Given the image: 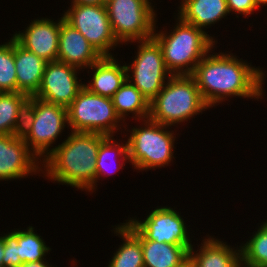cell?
I'll use <instances>...</instances> for the list:
<instances>
[{
    "label": "cell",
    "instance_id": "obj_1",
    "mask_svg": "<svg viewBox=\"0 0 267 267\" xmlns=\"http://www.w3.org/2000/svg\"><path fill=\"white\" fill-rule=\"evenodd\" d=\"M216 48L202 58L191 74L207 106L216 107L233 97L263 99L266 71L232 52L215 53Z\"/></svg>",
    "mask_w": 267,
    "mask_h": 267
},
{
    "label": "cell",
    "instance_id": "obj_2",
    "mask_svg": "<svg viewBox=\"0 0 267 267\" xmlns=\"http://www.w3.org/2000/svg\"><path fill=\"white\" fill-rule=\"evenodd\" d=\"M106 137L101 133L71 131L42 161V177L93 193L96 190L98 150Z\"/></svg>",
    "mask_w": 267,
    "mask_h": 267
},
{
    "label": "cell",
    "instance_id": "obj_3",
    "mask_svg": "<svg viewBox=\"0 0 267 267\" xmlns=\"http://www.w3.org/2000/svg\"><path fill=\"white\" fill-rule=\"evenodd\" d=\"M175 20L174 27L168 32L166 28L156 30L158 26L155 24L153 38L160 45L165 66L172 75H191L218 41L214 35L184 22L179 16Z\"/></svg>",
    "mask_w": 267,
    "mask_h": 267
},
{
    "label": "cell",
    "instance_id": "obj_4",
    "mask_svg": "<svg viewBox=\"0 0 267 267\" xmlns=\"http://www.w3.org/2000/svg\"><path fill=\"white\" fill-rule=\"evenodd\" d=\"M208 109L191 75H172L150 101L149 119L178 127Z\"/></svg>",
    "mask_w": 267,
    "mask_h": 267
},
{
    "label": "cell",
    "instance_id": "obj_5",
    "mask_svg": "<svg viewBox=\"0 0 267 267\" xmlns=\"http://www.w3.org/2000/svg\"><path fill=\"white\" fill-rule=\"evenodd\" d=\"M138 122L141 123L140 126L129 129L125 123L124 128L130 133L127 149L133 169L142 172L171 165L176 158L173 155L178 135L175 129L171 130V126L156 123L149 118Z\"/></svg>",
    "mask_w": 267,
    "mask_h": 267
},
{
    "label": "cell",
    "instance_id": "obj_6",
    "mask_svg": "<svg viewBox=\"0 0 267 267\" xmlns=\"http://www.w3.org/2000/svg\"><path fill=\"white\" fill-rule=\"evenodd\" d=\"M70 131L94 132L115 136L125 128L117 115L112 98L103 97L83 87L67 107ZM119 130V131H118Z\"/></svg>",
    "mask_w": 267,
    "mask_h": 267
},
{
    "label": "cell",
    "instance_id": "obj_7",
    "mask_svg": "<svg viewBox=\"0 0 267 267\" xmlns=\"http://www.w3.org/2000/svg\"><path fill=\"white\" fill-rule=\"evenodd\" d=\"M105 5L112 32L120 45L153 37L158 20L155 5L145 0H107Z\"/></svg>",
    "mask_w": 267,
    "mask_h": 267
},
{
    "label": "cell",
    "instance_id": "obj_8",
    "mask_svg": "<svg viewBox=\"0 0 267 267\" xmlns=\"http://www.w3.org/2000/svg\"><path fill=\"white\" fill-rule=\"evenodd\" d=\"M137 42L132 64L125 63L127 80L150 102L163 88L172 74L167 70L160 45L152 37Z\"/></svg>",
    "mask_w": 267,
    "mask_h": 267
},
{
    "label": "cell",
    "instance_id": "obj_9",
    "mask_svg": "<svg viewBox=\"0 0 267 267\" xmlns=\"http://www.w3.org/2000/svg\"><path fill=\"white\" fill-rule=\"evenodd\" d=\"M64 20L77 29L102 57H114L111 52L120 43L114 37L106 5L76 4L67 7Z\"/></svg>",
    "mask_w": 267,
    "mask_h": 267
},
{
    "label": "cell",
    "instance_id": "obj_10",
    "mask_svg": "<svg viewBox=\"0 0 267 267\" xmlns=\"http://www.w3.org/2000/svg\"><path fill=\"white\" fill-rule=\"evenodd\" d=\"M174 207L157 206L149 212L143 221L137 217L125 220L141 237V240H152L158 243H169L185 246L188 250L193 246L189 226L185 223L181 212Z\"/></svg>",
    "mask_w": 267,
    "mask_h": 267
},
{
    "label": "cell",
    "instance_id": "obj_11",
    "mask_svg": "<svg viewBox=\"0 0 267 267\" xmlns=\"http://www.w3.org/2000/svg\"><path fill=\"white\" fill-rule=\"evenodd\" d=\"M34 116L31 130L23 140L43 161L56 148L53 144H56L55 141L63 134V130L66 127L69 129L68 112L65 106L36 97Z\"/></svg>",
    "mask_w": 267,
    "mask_h": 267
},
{
    "label": "cell",
    "instance_id": "obj_12",
    "mask_svg": "<svg viewBox=\"0 0 267 267\" xmlns=\"http://www.w3.org/2000/svg\"><path fill=\"white\" fill-rule=\"evenodd\" d=\"M80 69L59 61L47 62L41 86L35 96L66 108L73 102L84 83Z\"/></svg>",
    "mask_w": 267,
    "mask_h": 267
},
{
    "label": "cell",
    "instance_id": "obj_13",
    "mask_svg": "<svg viewBox=\"0 0 267 267\" xmlns=\"http://www.w3.org/2000/svg\"><path fill=\"white\" fill-rule=\"evenodd\" d=\"M39 160L23 139L12 134L0 135V181L41 176L42 161Z\"/></svg>",
    "mask_w": 267,
    "mask_h": 267
},
{
    "label": "cell",
    "instance_id": "obj_14",
    "mask_svg": "<svg viewBox=\"0 0 267 267\" xmlns=\"http://www.w3.org/2000/svg\"><path fill=\"white\" fill-rule=\"evenodd\" d=\"M61 16L56 21L37 17L24 30L16 31L11 36L24 49L46 62L57 61L60 25L64 20L63 15Z\"/></svg>",
    "mask_w": 267,
    "mask_h": 267
},
{
    "label": "cell",
    "instance_id": "obj_15",
    "mask_svg": "<svg viewBox=\"0 0 267 267\" xmlns=\"http://www.w3.org/2000/svg\"><path fill=\"white\" fill-rule=\"evenodd\" d=\"M102 56L86 38L65 20L61 22L57 61L74 66L82 72L99 61Z\"/></svg>",
    "mask_w": 267,
    "mask_h": 267
},
{
    "label": "cell",
    "instance_id": "obj_16",
    "mask_svg": "<svg viewBox=\"0 0 267 267\" xmlns=\"http://www.w3.org/2000/svg\"><path fill=\"white\" fill-rule=\"evenodd\" d=\"M200 245L197 250L195 245L189 249L190 267H242L240 245L232 247L209 234L202 239Z\"/></svg>",
    "mask_w": 267,
    "mask_h": 267
},
{
    "label": "cell",
    "instance_id": "obj_17",
    "mask_svg": "<svg viewBox=\"0 0 267 267\" xmlns=\"http://www.w3.org/2000/svg\"><path fill=\"white\" fill-rule=\"evenodd\" d=\"M118 61L116 57H102L94 63L88 68L87 73L90 71L92 77L84 87L94 94L112 98L127 80L125 64Z\"/></svg>",
    "mask_w": 267,
    "mask_h": 267
},
{
    "label": "cell",
    "instance_id": "obj_18",
    "mask_svg": "<svg viewBox=\"0 0 267 267\" xmlns=\"http://www.w3.org/2000/svg\"><path fill=\"white\" fill-rule=\"evenodd\" d=\"M179 5L176 16L204 31L230 15L226 0H181Z\"/></svg>",
    "mask_w": 267,
    "mask_h": 267
},
{
    "label": "cell",
    "instance_id": "obj_19",
    "mask_svg": "<svg viewBox=\"0 0 267 267\" xmlns=\"http://www.w3.org/2000/svg\"><path fill=\"white\" fill-rule=\"evenodd\" d=\"M14 60L17 76V92L35 95L42 82L47 62L24 49L14 39Z\"/></svg>",
    "mask_w": 267,
    "mask_h": 267
},
{
    "label": "cell",
    "instance_id": "obj_20",
    "mask_svg": "<svg viewBox=\"0 0 267 267\" xmlns=\"http://www.w3.org/2000/svg\"><path fill=\"white\" fill-rule=\"evenodd\" d=\"M112 227L111 231L123 242L113 253L107 267H144L141 237L127 222Z\"/></svg>",
    "mask_w": 267,
    "mask_h": 267
},
{
    "label": "cell",
    "instance_id": "obj_21",
    "mask_svg": "<svg viewBox=\"0 0 267 267\" xmlns=\"http://www.w3.org/2000/svg\"><path fill=\"white\" fill-rule=\"evenodd\" d=\"M144 267H187L189 250L182 245L141 240Z\"/></svg>",
    "mask_w": 267,
    "mask_h": 267
},
{
    "label": "cell",
    "instance_id": "obj_22",
    "mask_svg": "<svg viewBox=\"0 0 267 267\" xmlns=\"http://www.w3.org/2000/svg\"><path fill=\"white\" fill-rule=\"evenodd\" d=\"M113 105L117 115L124 122L129 114L136 121L149 118L150 102L147 98L128 80L112 97Z\"/></svg>",
    "mask_w": 267,
    "mask_h": 267
},
{
    "label": "cell",
    "instance_id": "obj_23",
    "mask_svg": "<svg viewBox=\"0 0 267 267\" xmlns=\"http://www.w3.org/2000/svg\"><path fill=\"white\" fill-rule=\"evenodd\" d=\"M123 142L122 141L118 142L117 139L115 140L114 136H107L100 143L96 160V189L98 187L97 182L99 183L100 179L112 176L113 173L118 172V170L120 171V169L121 170L122 168L124 169L123 166H125L126 162L127 163L130 162L127 149V141ZM116 158L117 160H119L118 162L119 164H116L117 165L116 167L113 166V169L115 170L112 172L113 169L111 168L112 167L111 163L113 162L116 163Z\"/></svg>",
    "mask_w": 267,
    "mask_h": 267
},
{
    "label": "cell",
    "instance_id": "obj_24",
    "mask_svg": "<svg viewBox=\"0 0 267 267\" xmlns=\"http://www.w3.org/2000/svg\"><path fill=\"white\" fill-rule=\"evenodd\" d=\"M240 245L242 267H267V219Z\"/></svg>",
    "mask_w": 267,
    "mask_h": 267
},
{
    "label": "cell",
    "instance_id": "obj_25",
    "mask_svg": "<svg viewBox=\"0 0 267 267\" xmlns=\"http://www.w3.org/2000/svg\"><path fill=\"white\" fill-rule=\"evenodd\" d=\"M34 231L33 226L23 230L18 228V256L22 263L46 260V255L51 251L43 237Z\"/></svg>",
    "mask_w": 267,
    "mask_h": 267
},
{
    "label": "cell",
    "instance_id": "obj_26",
    "mask_svg": "<svg viewBox=\"0 0 267 267\" xmlns=\"http://www.w3.org/2000/svg\"><path fill=\"white\" fill-rule=\"evenodd\" d=\"M0 92H17L13 37L0 44Z\"/></svg>",
    "mask_w": 267,
    "mask_h": 267
},
{
    "label": "cell",
    "instance_id": "obj_27",
    "mask_svg": "<svg viewBox=\"0 0 267 267\" xmlns=\"http://www.w3.org/2000/svg\"><path fill=\"white\" fill-rule=\"evenodd\" d=\"M26 96L22 92H0V135L12 134L18 106Z\"/></svg>",
    "mask_w": 267,
    "mask_h": 267
},
{
    "label": "cell",
    "instance_id": "obj_28",
    "mask_svg": "<svg viewBox=\"0 0 267 267\" xmlns=\"http://www.w3.org/2000/svg\"><path fill=\"white\" fill-rule=\"evenodd\" d=\"M36 96L27 95L18 106V114L12 135L24 139L30 132L35 116Z\"/></svg>",
    "mask_w": 267,
    "mask_h": 267
},
{
    "label": "cell",
    "instance_id": "obj_29",
    "mask_svg": "<svg viewBox=\"0 0 267 267\" xmlns=\"http://www.w3.org/2000/svg\"><path fill=\"white\" fill-rule=\"evenodd\" d=\"M1 236L4 239L2 267H20L22 262L18 256V229L1 234Z\"/></svg>",
    "mask_w": 267,
    "mask_h": 267
},
{
    "label": "cell",
    "instance_id": "obj_30",
    "mask_svg": "<svg viewBox=\"0 0 267 267\" xmlns=\"http://www.w3.org/2000/svg\"><path fill=\"white\" fill-rule=\"evenodd\" d=\"M229 14L235 13L236 17L239 18V14L243 17H249L254 14V11L259 10L256 0H226Z\"/></svg>",
    "mask_w": 267,
    "mask_h": 267
},
{
    "label": "cell",
    "instance_id": "obj_31",
    "mask_svg": "<svg viewBox=\"0 0 267 267\" xmlns=\"http://www.w3.org/2000/svg\"><path fill=\"white\" fill-rule=\"evenodd\" d=\"M107 0H70L71 5L83 4V5H105Z\"/></svg>",
    "mask_w": 267,
    "mask_h": 267
},
{
    "label": "cell",
    "instance_id": "obj_32",
    "mask_svg": "<svg viewBox=\"0 0 267 267\" xmlns=\"http://www.w3.org/2000/svg\"><path fill=\"white\" fill-rule=\"evenodd\" d=\"M20 267H54L48 263L47 260H41L37 262H24Z\"/></svg>",
    "mask_w": 267,
    "mask_h": 267
},
{
    "label": "cell",
    "instance_id": "obj_33",
    "mask_svg": "<svg viewBox=\"0 0 267 267\" xmlns=\"http://www.w3.org/2000/svg\"><path fill=\"white\" fill-rule=\"evenodd\" d=\"M4 255V239L0 236V267H2V260Z\"/></svg>",
    "mask_w": 267,
    "mask_h": 267
},
{
    "label": "cell",
    "instance_id": "obj_34",
    "mask_svg": "<svg viewBox=\"0 0 267 267\" xmlns=\"http://www.w3.org/2000/svg\"><path fill=\"white\" fill-rule=\"evenodd\" d=\"M256 2L258 4L259 9L261 8V6L262 8H264L263 6H267V0H256Z\"/></svg>",
    "mask_w": 267,
    "mask_h": 267
},
{
    "label": "cell",
    "instance_id": "obj_35",
    "mask_svg": "<svg viewBox=\"0 0 267 267\" xmlns=\"http://www.w3.org/2000/svg\"><path fill=\"white\" fill-rule=\"evenodd\" d=\"M146 2H148L150 5H152L153 3H151V1L153 0H145Z\"/></svg>",
    "mask_w": 267,
    "mask_h": 267
}]
</instances>
